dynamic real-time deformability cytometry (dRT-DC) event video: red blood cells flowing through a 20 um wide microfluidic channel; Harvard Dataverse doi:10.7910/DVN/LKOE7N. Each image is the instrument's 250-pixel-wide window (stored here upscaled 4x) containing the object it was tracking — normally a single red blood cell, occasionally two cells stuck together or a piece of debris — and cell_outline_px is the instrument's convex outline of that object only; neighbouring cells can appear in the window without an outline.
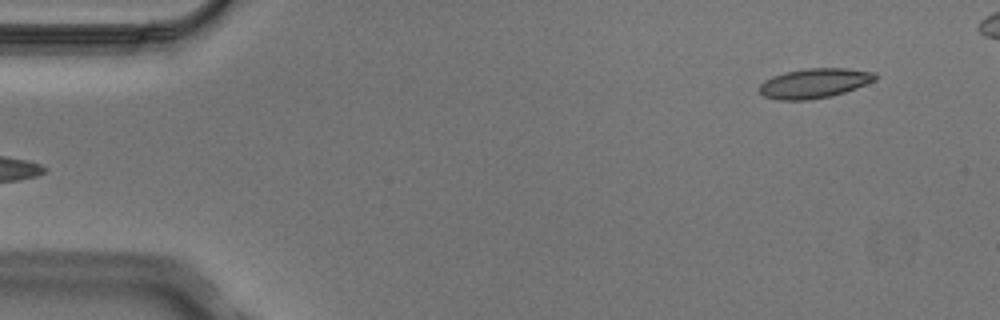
{"species": "Egyptian fruit bat (a non-hibernating species)", "species_latin": "Rousettus aegyptiacus", "temperature_condition": "cold", "stored_images_in_passage": 3, "camera_frame_rate_fps": 3000, "um_per_image_px": 0.085, "animal": {"sex": "male"}, "frame": {"image": 1, "passage_image": 3, "time_ms": 0.667, "image_size_px": [1000, 320], "cell_outline_px": [[876, 80], [856, 88], [844, 92], [828, 96], [808, 100], [780, 100], [764, 96], [760, 92], [760, 84], [764, 80], [772, 76], [784, 72], [808, 68], [848, 68], [876, 72]], "centroid_in_image_um": [69.22, 7.06], "position_along_channel_um": 15.8, "area_um2": 20.0}}